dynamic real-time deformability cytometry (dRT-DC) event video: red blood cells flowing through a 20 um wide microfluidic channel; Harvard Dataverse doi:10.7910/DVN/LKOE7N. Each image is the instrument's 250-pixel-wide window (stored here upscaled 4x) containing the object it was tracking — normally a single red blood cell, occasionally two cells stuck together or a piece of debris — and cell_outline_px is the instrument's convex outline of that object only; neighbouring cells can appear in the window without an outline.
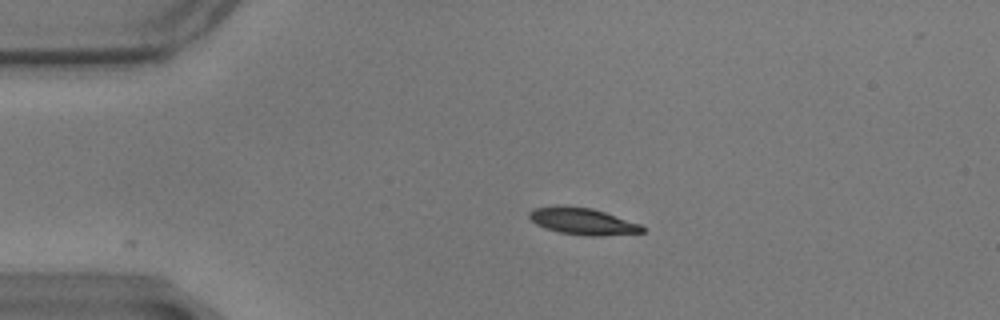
{"species": "common noctule bat (a hibernating species)", "species_latin": "Nyctalus noctula", "temperature_condition": "warm", "stored_images_in_passage": 2, "camera_frame_rate_fps": 3000, "um_per_image_px": 0.085, "animal": {"sex": "male", "body_mass_g": 17.9}, "frame": {"image": 1, "passage_image": 1, "time_ms": 0.0, "image_size_px": [1000, 320], "cell_outline_px": [[644, 232], [600, 236], [584, 236], [560, 232], [544, 228], [536, 224], [528, 216], [528, 212], [532, 208], [592, 208], [640, 224], [644, 228]], "centroid_in_image_um": [49.55, 18.85], "position_along_channel_um": 35.4, "area_um2": 16.94}}